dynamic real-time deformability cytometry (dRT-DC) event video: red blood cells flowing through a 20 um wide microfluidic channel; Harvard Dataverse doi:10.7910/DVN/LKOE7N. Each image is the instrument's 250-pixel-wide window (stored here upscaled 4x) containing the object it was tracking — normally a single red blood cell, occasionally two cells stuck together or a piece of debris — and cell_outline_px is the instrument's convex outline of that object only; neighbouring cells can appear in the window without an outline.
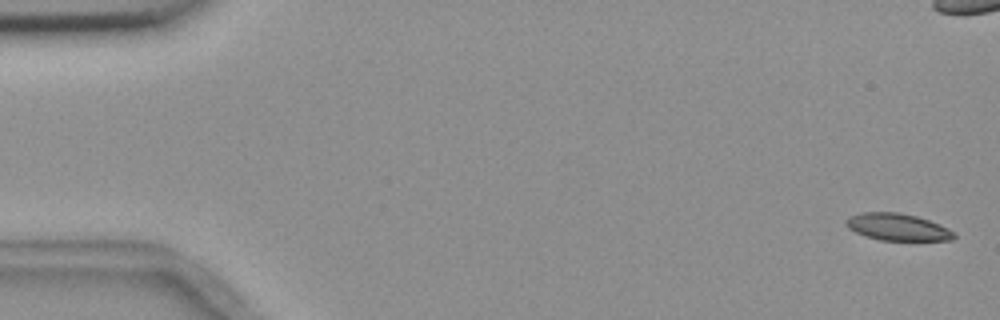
{"species": "common noctule bat (a hibernating species)", "species_latin": "Nyctalus noctula", "temperature_condition": "room temperature", "stored_images_in_passage": 5, "camera_frame_rate_fps": 3000, "um_per_image_px": 0.085, "animal": {"sex": "female", "body_mass_g": 18.4}, "frame": {"image": 1, "passage_image": 1, "time_ms": 0.0, "image_size_px": [1000, 320], "cell_outline_px": [[956, 236], [952, 240], [880, 240], [856, 232], [848, 228], [844, 224], [844, 220], [848, 216], [860, 212], [900, 212], [916, 216], [940, 224], [956, 232]], "centroid_in_image_um": [76.28, 19.28], "position_along_channel_um": 8.7, "area_um2": 17.11}}